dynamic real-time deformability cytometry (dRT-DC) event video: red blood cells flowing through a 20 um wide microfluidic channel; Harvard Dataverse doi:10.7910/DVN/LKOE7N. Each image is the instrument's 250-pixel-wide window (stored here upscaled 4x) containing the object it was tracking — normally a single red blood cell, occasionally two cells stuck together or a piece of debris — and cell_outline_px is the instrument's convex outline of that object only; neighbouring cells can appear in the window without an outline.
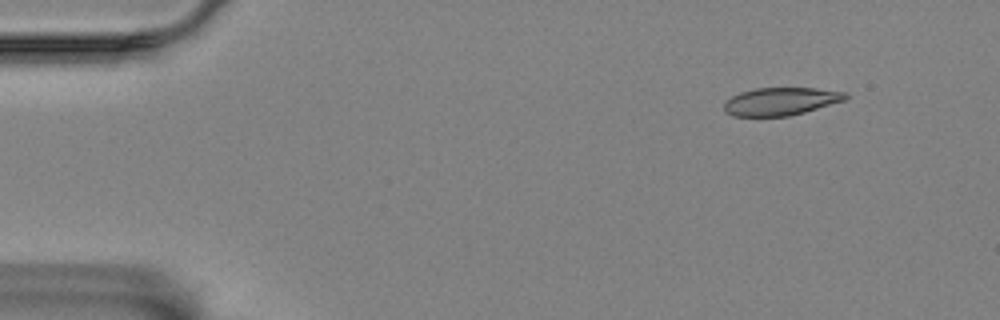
{"species": "Egyptian fruit bat (a non-hibernating species)", "species_latin": "Rousettus aegyptiacus", "temperature_condition": "room temperature", "stored_images_in_passage": 48, "camera_frame_rate_fps": 3000, "um_per_image_px": 0.085, "animal": {"sex": "female"}, "frame": {"image": 1, "passage_image": 2, "time_ms": 0.333, "image_size_px": [1000, 320], "cell_outline_px": [[848, 96], [844, 100], [804, 112], [788, 116], [732, 116], [724, 112], [724, 104], [732, 96], [740, 92], [756, 88], [812, 88], [848, 92]], "centroid_in_image_um": [66.34, 8.62], "position_along_channel_um": 18.7, "area_um2": 19.54}}
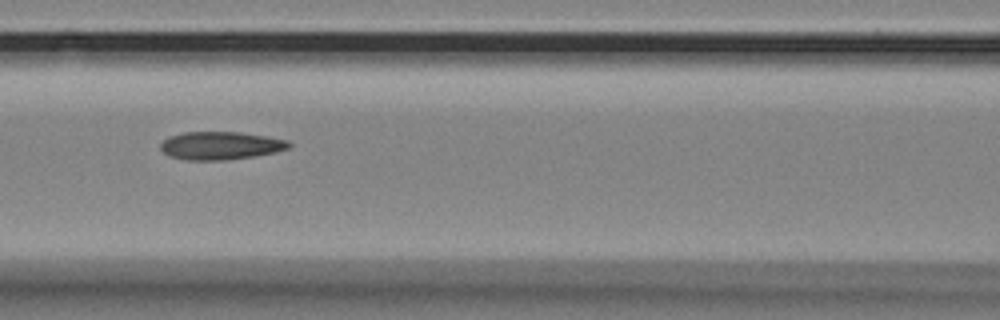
{"frame": {"image": 2, "passage_image": 21, "time_ms": 6.667, "image_size_px": [1000, 320], "cell_outline_px": [[292, 144], [288, 148], [256, 156], [228, 160], [188, 160], [168, 156], [160, 148], [160, 144], [168, 136], [184, 132], [240, 132], [268, 136], [288, 140]], "centroid_in_image_um": [18.74, 12.37], "position_along_channel_um": 147.9, "area_um2": 21.04}}
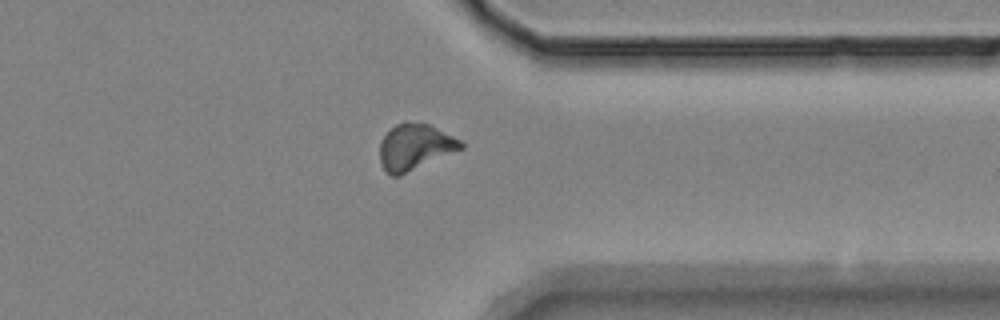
{"frame": {"image": 3, "passage_image": 41, "time_ms": 13.333, "image_size_px": [1000, 320], "cell_outline_px": [[464, 148], [400, 176], [392, 176], [380, 164], [380, 140], [396, 124], [404, 120], [408, 120], [428, 124], [460, 140], [464, 144]], "centroid_in_image_um": [35.25, 12.49], "position_along_channel_um": 376.1, "area_um2": 21.79}, "authors_computed_cell_mechanics": {"area_um2": 20.9814, "velocity_mm_per_s": 3.478, "shape_relaxation_time_tau1_ms": 5.7384, "shape_relaxation_time_tau2_ms": 3.4805, "deformation_change_tau1": 0.154, "deformation_change_tau2": 0.1077}}